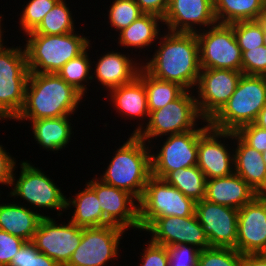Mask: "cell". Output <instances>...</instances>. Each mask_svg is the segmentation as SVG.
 <instances>
[{
  "label": "cell",
  "mask_w": 266,
  "mask_h": 266,
  "mask_svg": "<svg viewBox=\"0 0 266 266\" xmlns=\"http://www.w3.org/2000/svg\"><path fill=\"white\" fill-rule=\"evenodd\" d=\"M154 47L155 51L142 62L153 77L179 84L194 91L201 72L199 44L196 33L165 30Z\"/></svg>",
  "instance_id": "6da1fadb"
},
{
  "label": "cell",
  "mask_w": 266,
  "mask_h": 266,
  "mask_svg": "<svg viewBox=\"0 0 266 266\" xmlns=\"http://www.w3.org/2000/svg\"><path fill=\"white\" fill-rule=\"evenodd\" d=\"M84 98L57 73L30 72L23 108L13 121L27 124L26 121L76 115Z\"/></svg>",
  "instance_id": "7a4b0ae2"
},
{
  "label": "cell",
  "mask_w": 266,
  "mask_h": 266,
  "mask_svg": "<svg viewBox=\"0 0 266 266\" xmlns=\"http://www.w3.org/2000/svg\"><path fill=\"white\" fill-rule=\"evenodd\" d=\"M114 152L107 168L98 177L104 183L132 194L138 201L152 176L150 146L137 135H128Z\"/></svg>",
  "instance_id": "3957f363"
},
{
  "label": "cell",
  "mask_w": 266,
  "mask_h": 266,
  "mask_svg": "<svg viewBox=\"0 0 266 266\" xmlns=\"http://www.w3.org/2000/svg\"><path fill=\"white\" fill-rule=\"evenodd\" d=\"M18 167L20 171L17 170ZM39 168L38 166L35 167V164L32 161L30 162V159L29 161L26 160V158L25 161L22 160L20 163H16L12 172L11 189L8 188V191H10L7 192L8 196L6 195V197L11 198V200L14 197V201L19 204L23 200L22 205L36 210V212L39 210V213L44 209L46 212L49 209L50 211H56L58 214L56 213L55 216L58 215V217L63 218L62 214L66 211L67 195L62 193L61 186L58 187L59 185H57V182L55 183L53 178L51 179L42 168ZM16 172H19V174ZM16 174L19 176L17 177Z\"/></svg>",
  "instance_id": "277c9868"
},
{
  "label": "cell",
  "mask_w": 266,
  "mask_h": 266,
  "mask_svg": "<svg viewBox=\"0 0 266 266\" xmlns=\"http://www.w3.org/2000/svg\"><path fill=\"white\" fill-rule=\"evenodd\" d=\"M79 32V33H78ZM84 30L61 35L26 34L22 40L27 67L33 73H57L69 60L83 53L91 42Z\"/></svg>",
  "instance_id": "5b68a950"
},
{
  "label": "cell",
  "mask_w": 266,
  "mask_h": 266,
  "mask_svg": "<svg viewBox=\"0 0 266 266\" xmlns=\"http://www.w3.org/2000/svg\"><path fill=\"white\" fill-rule=\"evenodd\" d=\"M266 104V76L242 74L234 93L222 109L209 121L219 131L236 132L254 123Z\"/></svg>",
  "instance_id": "8992f818"
},
{
  "label": "cell",
  "mask_w": 266,
  "mask_h": 266,
  "mask_svg": "<svg viewBox=\"0 0 266 266\" xmlns=\"http://www.w3.org/2000/svg\"><path fill=\"white\" fill-rule=\"evenodd\" d=\"M204 121L194 91L185 90L174 101L150 112L147 124L137 136L149 145L157 138L197 129Z\"/></svg>",
  "instance_id": "52a82bcc"
},
{
  "label": "cell",
  "mask_w": 266,
  "mask_h": 266,
  "mask_svg": "<svg viewBox=\"0 0 266 266\" xmlns=\"http://www.w3.org/2000/svg\"><path fill=\"white\" fill-rule=\"evenodd\" d=\"M139 202V225L142 233L156 218L195 214L196 202L169 185L164 179L153 175L147 181Z\"/></svg>",
  "instance_id": "ba28073f"
},
{
  "label": "cell",
  "mask_w": 266,
  "mask_h": 266,
  "mask_svg": "<svg viewBox=\"0 0 266 266\" xmlns=\"http://www.w3.org/2000/svg\"><path fill=\"white\" fill-rule=\"evenodd\" d=\"M209 127V121L205 120L203 125L197 129L155 139V141L159 140L157 143V145L160 144L159 146L156 145L155 141H152L149 144L152 175L163 179L173 170L197 165L198 139ZM162 138L165 139L162 140Z\"/></svg>",
  "instance_id": "9c48e42d"
},
{
  "label": "cell",
  "mask_w": 266,
  "mask_h": 266,
  "mask_svg": "<svg viewBox=\"0 0 266 266\" xmlns=\"http://www.w3.org/2000/svg\"><path fill=\"white\" fill-rule=\"evenodd\" d=\"M7 45L0 50V109L14 120L24 105L30 71L24 45Z\"/></svg>",
  "instance_id": "30bf717a"
},
{
  "label": "cell",
  "mask_w": 266,
  "mask_h": 266,
  "mask_svg": "<svg viewBox=\"0 0 266 266\" xmlns=\"http://www.w3.org/2000/svg\"><path fill=\"white\" fill-rule=\"evenodd\" d=\"M127 233L124 228L112 224L102 227H82L80 245L65 266H111L115 264L118 266L119 264L115 261L121 258L120 244H122L124 234Z\"/></svg>",
  "instance_id": "8fae6325"
},
{
  "label": "cell",
  "mask_w": 266,
  "mask_h": 266,
  "mask_svg": "<svg viewBox=\"0 0 266 266\" xmlns=\"http://www.w3.org/2000/svg\"><path fill=\"white\" fill-rule=\"evenodd\" d=\"M196 36L201 68L241 71L242 51L230 24L216 23Z\"/></svg>",
  "instance_id": "7c38bea8"
},
{
  "label": "cell",
  "mask_w": 266,
  "mask_h": 266,
  "mask_svg": "<svg viewBox=\"0 0 266 266\" xmlns=\"http://www.w3.org/2000/svg\"><path fill=\"white\" fill-rule=\"evenodd\" d=\"M54 217H43L34 234L32 242L40 253H44L60 266H65L82 239V227L67 223ZM59 221V222H58Z\"/></svg>",
  "instance_id": "4fadbf2b"
},
{
  "label": "cell",
  "mask_w": 266,
  "mask_h": 266,
  "mask_svg": "<svg viewBox=\"0 0 266 266\" xmlns=\"http://www.w3.org/2000/svg\"><path fill=\"white\" fill-rule=\"evenodd\" d=\"M242 71L201 68L194 89L201 116L210 121L234 93Z\"/></svg>",
  "instance_id": "5bb4252c"
},
{
  "label": "cell",
  "mask_w": 266,
  "mask_h": 266,
  "mask_svg": "<svg viewBox=\"0 0 266 266\" xmlns=\"http://www.w3.org/2000/svg\"><path fill=\"white\" fill-rule=\"evenodd\" d=\"M233 144L234 132L219 131L211 127L199 137L197 166L207 180L234 173Z\"/></svg>",
  "instance_id": "9a60e30c"
},
{
  "label": "cell",
  "mask_w": 266,
  "mask_h": 266,
  "mask_svg": "<svg viewBox=\"0 0 266 266\" xmlns=\"http://www.w3.org/2000/svg\"><path fill=\"white\" fill-rule=\"evenodd\" d=\"M98 176L94 175L86 183L96 192L104 218L127 231L140 232L138 200L127 191L104 183Z\"/></svg>",
  "instance_id": "2e32d148"
},
{
  "label": "cell",
  "mask_w": 266,
  "mask_h": 266,
  "mask_svg": "<svg viewBox=\"0 0 266 266\" xmlns=\"http://www.w3.org/2000/svg\"><path fill=\"white\" fill-rule=\"evenodd\" d=\"M150 240L163 246L187 244L204 250L210 247L196 214L188 217L167 216L156 218L143 232Z\"/></svg>",
  "instance_id": "e0dca14e"
},
{
  "label": "cell",
  "mask_w": 266,
  "mask_h": 266,
  "mask_svg": "<svg viewBox=\"0 0 266 266\" xmlns=\"http://www.w3.org/2000/svg\"><path fill=\"white\" fill-rule=\"evenodd\" d=\"M195 214L210 247H236L238 209L202 199L196 202Z\"/></svg>",
  "instance_id": "ac0fdd59"
},
{
  "label": "cell",
  "mask_w": 266,
  "mask_h": 266,
  "mask_svg": "<svg viewBox=\"0 0 266 266\" xmlns=\"http://www.w3.org/2000/svg\"><path fill=\"white\" fill-rule=\"evenodd\" d=\"M216 23L213 0H169L163 17L164 30L171 32L197 33Z\"/></svg>",
  "instance_id": "d6986e66"
},
{
  "label": "cell",
  "mask_w": 266,
  "mask_h": 266,
  "mask_svg": "<svg viewBox=\"0 0 266 266\" xmlns=\"http://www.w3.org/2000/svg\"><path fill=\"white\" fill-rule=\"evenodd\" d=\"M110 50L99 54L100 56L96 57V61L92 57V82L95 81V84L99 85V89L102 85L101 91L106 90L107 93L113 88L131 83L138 76L142 67L139 58L131 57L128 52L126 53V50L124 52L118 51L120 49Z\"/></svg>",
  "instance_id": "ffe728a7"
},
{
  "label": "cell",
  "mask_w": 266,
  "mask_h": 266,
  "mask_svg": "<svg viewBox=\"0 0 266 266\" xmlns=\"http://www.w3.org/2000/svg\"><path fill=\"white\" fill-rule=\"evenodd\" d=\"M235 249L242 255L266 252V200L256 197L238 209Z\"/></svg>",
  "instance_id": "44dd1931"
},
{
  "label": "cell",
  "mask_w": 266,
  "mask_h": 266,
  "mask_svg": "<svg viewBox=\"0 0 266 266\" xmlns=\"http://www.w3.org/2000/svg\"><path fill=\"white\" fill-rule=\"evenodd\" d=\"M106 95L103 100L105 98L108 103L110 101L109 105L112 106L117 115L121 116V119H128L130 122L133 119L137 120V126L130 133V135H137L147 124L149 118L144 83L136 77L131 83L111 89Z\"/></svg>",
  "instance_id": "7402d4cb"
},
{
  "label": "cell",
  "mask_w": 266,
  "mask_h": 266,
  "mask_svg": "<svg viewBox=\"0 0 266 266\" xmlns=\"http://www.w3.org/2000/svg\"><path fill=\"white\" fill-rule=\"evenodd\" d=\"M164 24H163V18L154 15V14H142L137 20H135L134 22H132L128 27L124 28L122 31H120L118 34H114L112 36V38L116 37L114 39V41H116L115 43H117V46L124 47L123 51L126 49L127 52H130V48H132L131 50V55L133 54V50L138 51V54L135 55L134 57L139 56V60L141 62L144 61L143 56L140 57L141 54H139L140 52H142L144 50V48L147 51H154L152 50V48L156 45V43L158 42V39L160 37V35L162 34V32H164V28H163ZM161 27V28H160ZM163 30V31H161ZM117 35V36H116ZM119 36V37H118ZM155 44V45H154ZM153 45V47L151 46ZM151 47V50H149V48Z\"/></svg>",
  "instance_id": "603a6c76"
},
{
  "label": "cell",
  "mask_w": 266,
  "mask_h": 266,
  "mask_svg": "<svg viewBox=\"0 0 266 266\" xmlns=\"http://www.w3.org/2000/svg\"><path fill=\"white\" fill-rule=\"evenodd\" d=\"M256 197L257 192L236 173L206 182L204 199L212 203L240 209Z\"/></svg>",
  "instance_id": "cb8c5ba5"
},
{
  "label": "cell",
  "mask_w": 266,
  "mask_h": 266,
  "mask_svg": "<svg viewBox=\"0 0 266 266\" xmlns=\"http://www.w3.org/2000/svg\"><path fill=\"white\" fill-rule=\"evenodd\" d=\"M72 116L74 117V115H70L30 121L29 128L32 131L30 136H33V141L35 140L39 149L43 148L52 153L66 150L74 137L75 125L71 123L73 122Z\"/></svg>",
  "instance_id": "d4e9b609"
},
{
  "label": "cell",
  "mask_w": 266,
  "mask_h": 266,
  "mask_svg": "<svg viewBox=\"0 0 266 266\" xmlns=\"http://www.w3.org/2000/svg\"><path fill=\"white\" fill-rule=\"evenodd\" d=\"M0 194V201L2 199ZM10 203L0 202V230L19 237L26 242L32 241L40 220L49 215L43 211L38 213L29 207L12 200Z\"/></svg>",
  "instance_id": "484cf974"
},
{
  "label": "cell",
  "mask_w": 266,
  "mask_h": 266,
  "mask_svg": "<svg viewBox=\"0 0 266 266\" xmlns=\"http://www.w3.org/2000/svg\"><path fill=\"white\" fill-rule=\"evenodd\" d=\"M84 186L83 190L67 197L65 213L68 212L69 220L83 228L110 225L104 218L96 192L86 182ZM70 211L72 212L71 215Z\"/></svg>",
  "instance_id": "4316f807"
},
{
  "label": "cell",
  "mask_w": 266,
  "mask_h": 266,
  "mask_svg": "<svg viewBox=\"0 0 266 266\" xmlns=\"http://www.w3.org/2000/svg\"><path fill=\"white\" fill-rule=\"evenodd\" d=\"M234 173L258 192L266 181L262 153L247 145L234 132Z\"/></svg>",
  "instance_id": "83f0119b"
},
{
  "label": "cell",
  "mask_w": 266,
  "mask_h": 266,
  "mask_svg": "<svg viewBox=\"0 0 266 266\" xmlns=\"http://www.w3.org/2000/svg\"><path fill=\"white\" fill-rule=\"evenodd\" d=\"M217 23L259 20L266 0H213Z\"/></svg>",
  "instance_id": "f1b7e54d"
},
{
  "label": "cell",
  "mask_w": 266,
  "mask_h": 266,
  "mask_svg": "<svg viewBox=\"0 0 266 266\" xmlns=\"http://www.w3.org/2000/svg\"><path fill=\"white\" fill-rule=\"evenodd\" d=\"M137 77L144 83L146 88L149 113L174 101L185 91L177 83L153 77L143 67L140 68Z\"/></svg>",
  "instance_id": "f546056e"
},
{
  "label": "cell",
  "mask_w": 266,
  "mask_h": 266,
  "mask_svg": "<svg viewBox=\"0 0 266 266\" xmlns=\"http://www.w3.org/2000/svg\"><path fill=\"white\" fill-rule=\"evenodd\" d=\"M91 45H93V43L90 42L89 47L83 53L76 58L69 60L57 72L67 84L72 85L87 99H90L91 97H87V92L90 90V84H92V57L89 55L91 52L90 48L93 49Z\"/></svg>",
  "instance_id": "4dcf8cb0"
},
{
  "label": "cell",
  "mask_w": 266,
  "mask_h": 266,
  "mask_svg": "<svg viewBox=\"0 0 266 266\" xmlns=\"http://www.w3.org/2000/svg\"><path fill=\"white\" fill-rule=\"evenodd\" d=\"M163 179L195 202L205 198L207 179L197 165L173 170Z\"/></svg>",
  "instance_id": "1f68e13d"
},
{
  "label": "cell",
  "mask_w": 266,
  "mask_h": 266,
  "mask_svg": "<svg viewBox=\"0 0 266 266\" xmlns=\"http://www.w3.org/2000/svg\"><path fill=\"white\" fill-rule=\"evenodd\" d=\"M69 2L59 0L54 7L44 16L38 27L28 34L61 35L74 32L76 19L73 17V9H70Z\"/></svg>",
  "instance_id": "d6a6232c"
},
{
  "label": "cell",
  "mask_w": 266,
  "mask_h": 266,
  "mask_svg": "<svg viewBox=\"0 0 266 266\" xmlns=\"http://www.w3.org/2000/svg\"><path fill=\"white\" fill-rule=\"evenodd\" d=\"M107 8L106 24L117 34L144 14L135 0H112Z\"/></svg>",
  "instance_id": "836d02e7"
},
{
  "label": "cell",
  "mask_w": 266,
  "mask_h": 266,
  "mask_svg": "<svg viewBox=\"0 0 266 266\" xmlns=\"http://www.w3.org/2000/svg\"><path fill=\"white\" fill-rule=\"evenodd\" d=\"M59 0H29L22 5L18 27L19 34L33 32L43 20L44 16L54 7Z\"/></svg>",
  "instance_id": "e575fe53"
},
{
  "label": "cell",
  "mask_w": 266,
  "mask_h": 266,
  "mask_svg": "<svg viewBox=\"0 0 266 266\" xmlns=\"http://www.w3.org/2000/svg\"><path fill=\"white\" fill-rule=\"evenodd\" d=\"M230 25L241 51L264 45V26L259 20L241 21Z\"/></svg>",
  "instance_id": "d590c367"
},
{
  "label": "cell",
  "mask_w": 266,
  "mask_h": 266,
  "mask_svg": "<svg viewBox=\"0 0 266 266\" xmlns=\"http://www.w3.org/2000/svg\"><path fill=\"white\" fill-rule=\"evenodd\" d=\"M242 256L235 248L209 247L200 251L197 266H241Z\"/></svg>",
  "instance_id": "8d00e7d4"
},
{
  "label": "cell",
  "mask_w": 266,
  "mask_h": 266,
  "mask_svg": "<svg viewBox=\"0 0 266 266\" xmlns=\"http://www.w3.org/2000/svg\"><path fill=\"white\" fill-rule=\"evenodd\" d=\"M9 266H60L56 261L40 253L32 241L25 242L13 256Z\"/></svg>",
  "instance_id": "74e56055"
},
{
  "label": "cell",
  "mask_w": 266,
  "mask_h": 266,
  "mask_svg": "<svg viewBox=\"0 0 266 266\" xmlns=\"http://www.w3.org/2000/svg\"><path fill=\"white\" fill-rule=\"evenodd\" d=\"M241 71L245 75L266 76V47L242 51Z\"/></svg>",
  "instance_id": "f35d334b"
},
{
  "label": "cell",
  "mask_w": 266,
  "mask_h": 266,
  "mask_svg": "<svg viewBox=\"0 0 266 266\" xmlns=\"http://www.w3.org/2000/svg\"><path fill=\"white\" fill-rule=\"evenodd\" d=\"M147 242L142 244L145 247L141 248L143 251L140 252V263L137 266H169L167 247L154 243L149 238Z\"/></svg>",
  "instance_id": "ab89813d"
},
{
  "label": "cell",
  "mask_w": 266,
  "mask_h": 266,
  "mask_svg": "<svg viewBox=\"0 0 266 266\" xmlns=\"http://www.w3.org/2000/svg\"><path fill=\"white\" fill-rule=\"evenodd\" d=\"M169 266H197L200 250L195 246L180 244L167 246Z\"/></svg>",
  "instance_id": "60d3db41"
},
{
  "label": "cell",
  "mask_w": 266,
  "mask_h": 266,
  "mask_svg": "<svg viewBox=\"0 0 266 266\" xmlns=\"http://www.w3.org/2000/svg\"><path fill=\"white\" fill-rule=\"evenodd\" d=\"M235 133L258 152L266 151V129L251 123L240 127Z\"/></svg>",
  "instance_id": "b9f144b4"
},
{
  "label": "cell",
  "mask_w": 266,
  "mask_h": 266,
  "mask_svg": "<svg viewBox=\"0 0 266 266\" xmlns=\"http://www.w3.org/2000/svg\"><path fill=\"white\" fill-rule=\"evenodd\" d=\"M26 241L0 230V266H9L13 256Z\"/></svg>",
  "instance_id": "7bdbcfd3"
},
{
  "label": "cell",
  "mask_w": 266,
  "mask_h": 266,
  "mask_svg": "<svg viewBox=\"0 0 266 266\" xmlns=\"http://www.w3.org/2000/svg\"><path fill=\"white\" fill-rule=\"evenodd\" d=\"M5 148L6 147L0 143V184L1 186L5 185V187L10 188L12 172L17 160L15 157H12L13 155H11L8 152L9 150H6ZM0 194H3V192L0 191Z\"/></svg>",
  "instance_id": "ee69618b"
},
{
  "label": "cell",
  "mask_w": 266,
  "mask_h": 266,
  "mask_svg": "<svg viewBox=\"0 0 266 266\" xmlns=\"http://www.w3.org/2000/svg\"><path fill=\"white\" fill-rule=\"evenodd\" d=\"M140 10L145 14H154L161 18L164 17L169 0H135Z\"/></svg>",
  "instance_id": "f6af8a7d"
},
{
  "label": "cell",
  "mask_w": 266,
  "mask_h": 266,
  "mask_svg": "<svg viewBox=\"0 0 266 266\" xmlns=\"http://www.w3.org/2000/svg\"><path fill=\"white\" fill-rule=\"evenodd\" d=\"M241 266H266V254H244Z\"/></svg>",
  "instance_id": "bcb514c9"
},
{
  "label": "cell",
  "mask_w": 266,
  "mask_h": 266,
  "mask_svg": "<svg viewBox=\"0 0 266 266\" xmlns=\"http://www.w3.org/2000/svg\"><path fill=\"white\" fill-rule=\"evenodd\" d=\"M4 15L2 14V13H0V50L4 47V46H6L5 44H7V41L5 40V36H4V34L6 33V31H4V30H7V32H8V30L9 29H4V28H6V26H4V23L5 22H2V21H4V17H3ZM5 32V33H4ZM5 41V42H4Z\"/></svg>",
  "instance_id": "7dc6e473"
},
{
  "label": "cell",
  "mask_w": 266,
  "mask_h": 266,
  "mask_svg": "<svg viewBox=\"0 0 266 266\" xmlns=\"http://www.w3.org/2000/svg\"><path fill=\"white\" fill-rule=\"evenodd\" d=\"M254 123L259 127L266 129V104L260 110L259 115Z\"/></svg>",
  "instance_id": "c3c4849f"
},
{
  "label": "cell",
  "mask_w": 266,
  "mask_h": 266,
  "mask_svg": "<svg viewBox=\"0 0 266 266\" xmlns=\"http://www.w3.org/2000/svg\"><path fill=\"white\" fill-rule=\"evenodd\" d=\"M257 197L262 200H266V181L261 187V189L257 192Z\"/></svg>",
  "instance_id": "681fc988"
},
{
  "label": "cell",
  "mask_w": 266,
  "mask_h": 266,
  "mask_svg": "<svg viewBox=\"0 0 266 266\" xmlns=\"http://www.w3.org/2000/svg\"><path fill=\"white\" fill-rule=\"evenodd\" d=\"M259 21L263 24L264 29H266V6L260 15Z\"/></svg>",
  "instance_id": "f907efd6"
},
{
  "label": "cell",
  "mask_w": 266,
  "mask_h": 266,
  "mask_svg": "<svg viewBox=\"0 0 266 266\" xmlns=\"http://www.w3.org/2000/svg\"><path fill=\"white\" fill-rule=\"evenodd\" d=\"M10 121V119L4 114V112L0 109V121L2 122L3 120Z\"/></svg>",
  "instance_id": "816d5d0a"
},
{
  "label": "cell",
  "mask_w": 266,
  "mask_h": 266,
  "mask_svg": "<svg viewBox=\"0 0 266 266\" xmlns=\"http://www.w3.org/2000/svg\"><path fill=\"white\" fill-rule=\"evenodd\" d=\"M262 158H263V161H264V163H265V165H266V151H264V152L262 153Z\"/></svg>",
  "instance_id": "f5cc1de1"
},
{
  "label": "cell",
  "mask_w": 266,
  "mask_h": 266,
  "mask_svg": "<svg viewBox=\"0 0 266 266\" xmlns=\"http://www.w3.org/2000/svg\"><path fill=\"white\" fill-rule=\"evenodd\" d=\"M263 38H264V46L266 47V29H264V36H263Z\"/></svg>",
  "instance_id": "db71d44e"
}]
</instances>
